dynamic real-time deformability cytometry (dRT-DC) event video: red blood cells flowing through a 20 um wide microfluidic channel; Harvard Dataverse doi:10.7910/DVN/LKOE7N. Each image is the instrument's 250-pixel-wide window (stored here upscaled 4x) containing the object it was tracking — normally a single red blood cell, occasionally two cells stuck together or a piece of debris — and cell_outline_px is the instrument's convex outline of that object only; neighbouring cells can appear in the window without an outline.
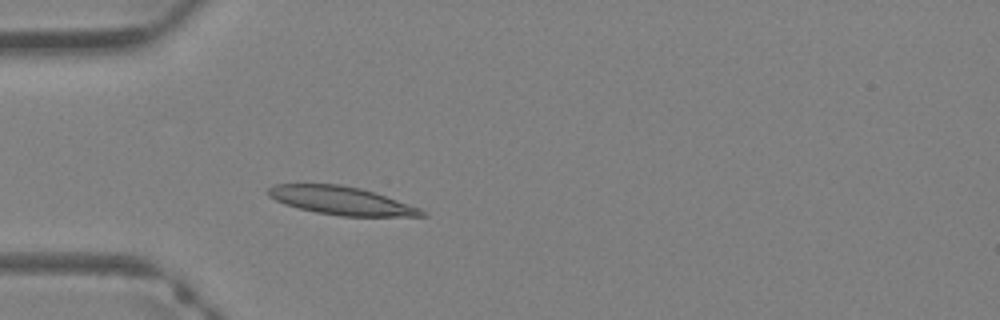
{"species": "Egyptian fruit bat (a non-hibernating species)", "species_latin": "Rousettus aegyptiacus", "temperature_condition": "warm", "stored_images_in_passage": 1, "camera_frame_rate_fps": 3000, "um_per_image_px": 0.085, "animal": {"sex": "female"}, "frame": {"image": 1, "passage_image": 1, "time_ms": 0.0, "image_size_px": [1000, 320], "cell_outline_px": [[428, 216], [340, 216], [316, 212], [284, 204], [268, 196], [268, 188], [272, 184], [340, 184], [360, 188], [420, 208], [428, 212]], "centroid_in_image_um": [28.99, 17.05], "position_along_channel_um": 56.0, "area_um2": 25.03}}